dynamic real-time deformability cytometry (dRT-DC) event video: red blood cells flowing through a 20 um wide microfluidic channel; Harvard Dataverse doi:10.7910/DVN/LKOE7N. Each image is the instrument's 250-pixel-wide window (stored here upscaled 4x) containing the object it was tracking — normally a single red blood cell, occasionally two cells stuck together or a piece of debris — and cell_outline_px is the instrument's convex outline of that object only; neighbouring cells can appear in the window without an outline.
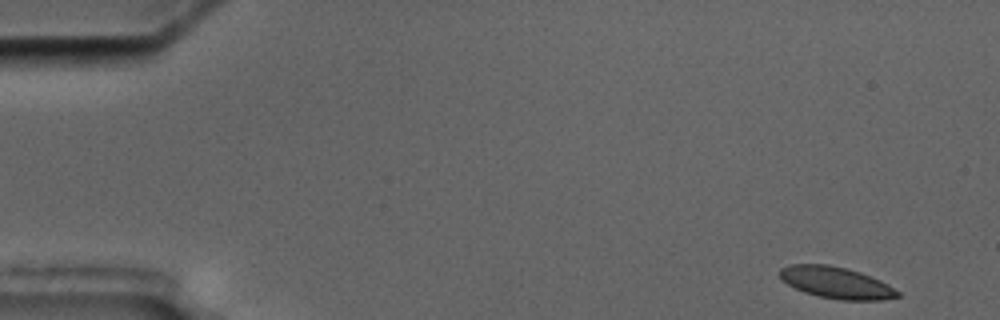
{"species": "common noctule bat (a hibernating species)", "species_latin": "Nyctalus noctula", "temperature_condition": "cold", "stored_images_in_passage": 5, "camera_frame_rate_fps": 3000, "um_per_image_px": 0.085, "animal": {"sex": "male", "body_mass_g": 17.5, "forearm_length_mm": 52.3}, "frame": {"image": 1, "passage_image": 1, "time_ms": 0.0, "image_size_px": [1000, 320], "cell_outline_px": [[900, 296], [880, 300], [840, 300], [820, 296], [804, 292], [788, 284], [780, 276], [780, 268], [788, 264], [828, 264], [860, 272], [880, 280], [888, 284], [900, 292]], "centroid_in_image_um": [71.09, 24.02], "position_along_channel_um": 13.9, "area_um2": 21.5}}